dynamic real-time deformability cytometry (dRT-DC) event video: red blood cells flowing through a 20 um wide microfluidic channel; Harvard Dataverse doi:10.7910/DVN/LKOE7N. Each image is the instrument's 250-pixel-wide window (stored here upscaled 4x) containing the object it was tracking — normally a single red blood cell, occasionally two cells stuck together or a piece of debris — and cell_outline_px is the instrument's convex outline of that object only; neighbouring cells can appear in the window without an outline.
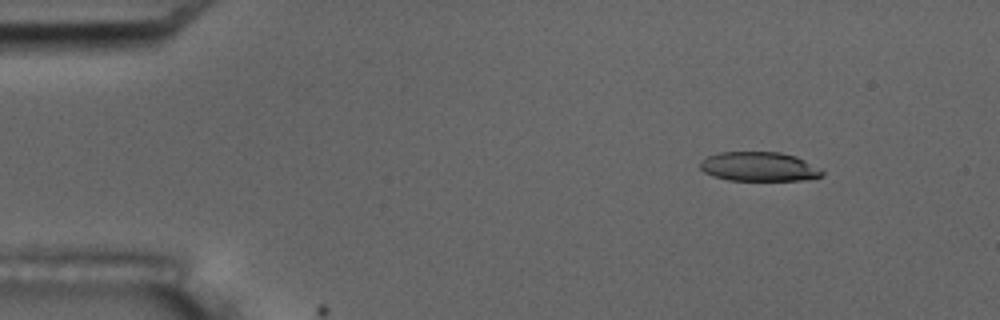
{"species": "common noctule bat (a hibernating species)", "species_latin": "Nyctalus noctula", "temperature_condition": "room temperature", "stored_images_in_passage": 4, "camera_frame_rate_fps": 3000, "um_per_image_px": 0.085, "animal": {"sex": "male", "body_mass_g": 17.5, "forearm_length_mm": 52.3}, "frame": {"image": 1, "passage_image": 1, "time_ms": 0.0, "image_size_px": [1000, 320], "cell_outline_px": [[824, 172], [820, 176], [800, 180], [728, 180], [712, 176], [704, 172], [700, 168], [700, 160], [708, 156], [720, 152], [780, 152], [796, 156], [820, 168]], "centroid_in_image_um": [64.48, 14.16], "position_along_channel_um": 20.5, "area_um2": 20.75}}